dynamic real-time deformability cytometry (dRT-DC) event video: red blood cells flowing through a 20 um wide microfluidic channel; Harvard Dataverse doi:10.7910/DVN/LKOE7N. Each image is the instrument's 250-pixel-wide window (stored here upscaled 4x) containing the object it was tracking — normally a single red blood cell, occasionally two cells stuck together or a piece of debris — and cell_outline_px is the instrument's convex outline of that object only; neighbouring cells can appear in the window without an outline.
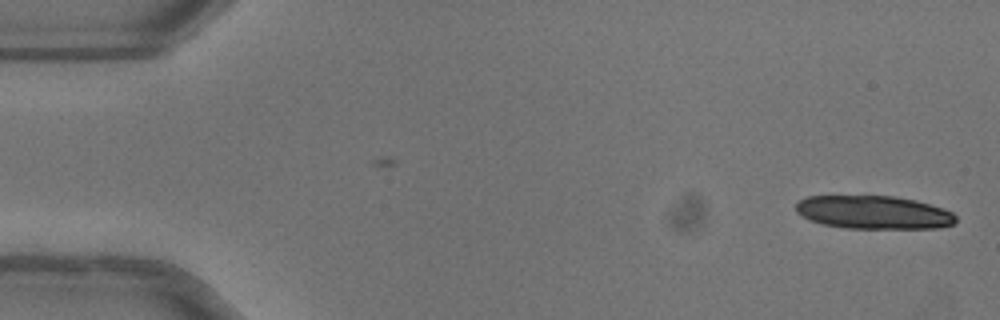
{"species": "common noctule bat (a hibernating species)", "species_latin": "Nyctalus noctula", "temperature_condition": "warm", "stored_images_in_passage": 49, "camera_frame_rate_fps": 3000, "um_per_image_px": 0.085, "animal": {"sex": "female"}, "frame": {"image": 1, "passage_image": 1, "time_ms": 0.0, "image_size_px": [1000, 320], "cell_outline_px": [[956, 220], [952, 224], [936, 228], [848, 228], [820, 224], [796, 212], [796, 204], [800, 200], [808, 196], [896, 196], [916, 200], [944, 208], [952, 212], [956, 216]], "centroid_in_image_um": [74.28, 18.04], "position_along_channel_um": 10.7, "area_um2": 30.92}}
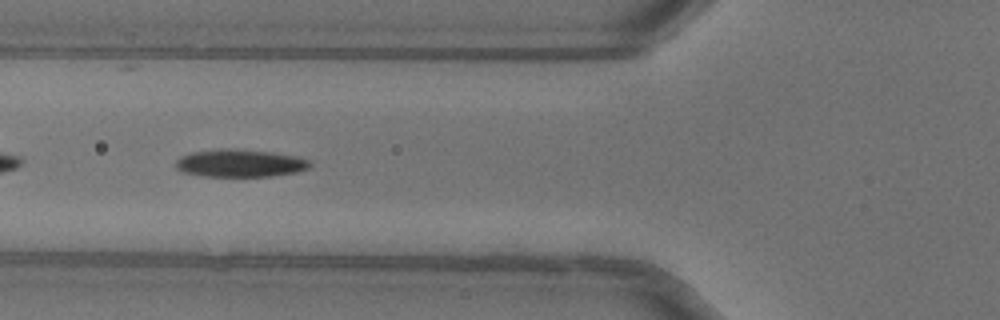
{"frame": {"image": 2, "passage_image": 19, "time_ms": 6.0, "image_size_px": [1000, 320], "cell_outline_px": [[312, 164], [308, 168], [296, 172], [272, 176], [200, 176], [180, 172], [176, 168], [176, 160], [180, 156], [192, 152], [220, 148], [228, 148], [272, 152], [296, 156], [308, 160]], "centroid_in_image_um": [20.35, 13.87], "position_along_channel_um": 105.4, "area_um2": 21.73}, "authors_computed_cell_mechanics": {"area_um2": 22.4842, "velocity_mm_per_s": 4.042, "shape_relaxation_time_tau1_ms": 4.4319, "shape_relaxation_time_tau2_ms": null, "deformation_change_tau1": 0.1559, "deformation_change_tau2": null}}